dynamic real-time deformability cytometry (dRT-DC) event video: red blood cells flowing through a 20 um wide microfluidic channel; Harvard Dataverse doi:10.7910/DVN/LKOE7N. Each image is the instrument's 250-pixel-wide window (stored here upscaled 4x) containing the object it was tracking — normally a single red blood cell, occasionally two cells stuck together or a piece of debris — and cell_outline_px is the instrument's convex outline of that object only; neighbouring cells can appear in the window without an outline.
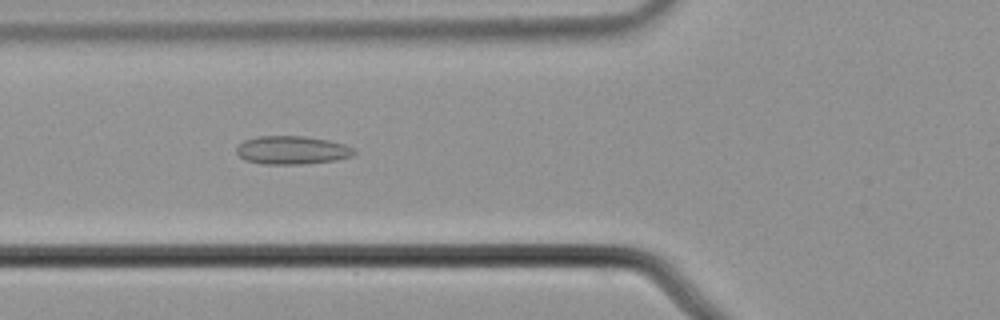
{"species": "common noctule bat (a hibernating species)", "species_latin": "Nyctalus noctula", "temperature_condition": "cold", "stored_images_in_passage": 40, "camera_frame_rate_fps": 3000, "um_per_image_px": 0.085, "animal": {"sex": "male", "body_mass_g": 21.5, "forearm_length_mm": 52.0}, "frame": {"image": 1, "passage_image": 11, "time_ms": 3.333, "image_size_px": [1000, 320], "cell_outline_px": [[356, 152], [352, 156], [336, 160], [304, 164], [260, 164], [244, 160], [236, 152], [236, 148], [244, 140], [256, 136], [304, 136], [328, 140], [344, 144], [352, 148]], "centroid_in_image_um": [24.8, 12.76], "position_along_channel_um": 101.0, "area_um2": 19.48}}
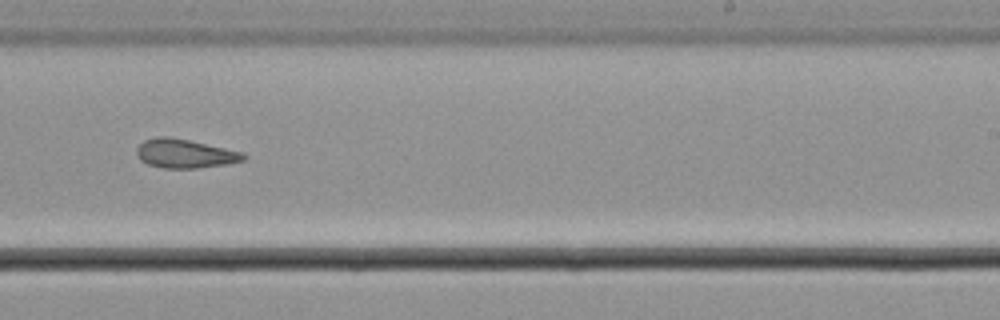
{"frame": {"image": 2, "passage_image": 25, "time_ms": 8.0, "image_size_px": [1000, 320], "cell_outline_px": [[248, 156], [244, 160], [224, 164], [196, 168], [164, 168], [148, 164], [140, 160], [136, 156], [136, 148], [144, 140], [156, 136], [168, 136], [188, 140], [244, 152]], "centroid_in_image_um": [15.69, 13.05], "position_along_channel_um": 273.3, "area_um2": 17.98}}
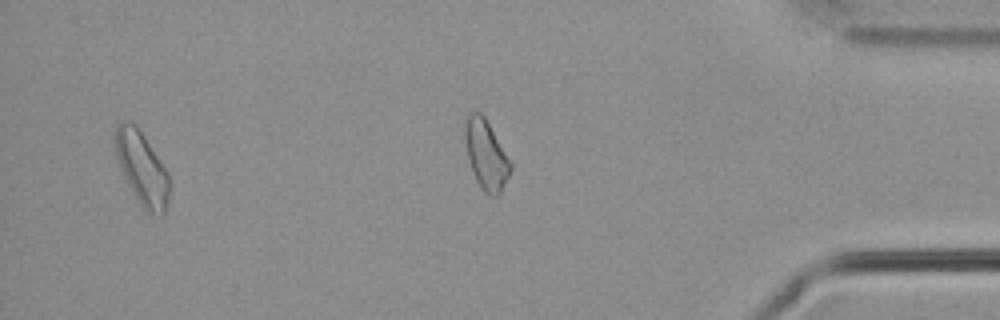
{"frame": {"image": 3, "passage_image": 37, "time_ms": 12.0, "image_size_px": [1000, 320], "cell_outline_px": [[168, 200], [164, 212], [160, 216], [152, 216], [140, 204], [128, 184], [124, 176], [116, 156], [112, 140], [112, 136], [116, 124], [120, 120], [128, 120], [136, 124], [168, 172]], "centroid_in_image_um": [12.01, 14.23], "position_along_channel_um": 423.2, "area_um2": 23.24}}